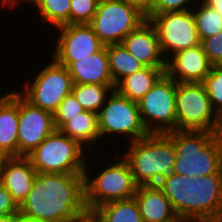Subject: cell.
I'll list each match as a JSON object with an SVG mask.
<instances>
[{
    "mask_svg": "<svg viewBox=\"0 0 222 222\" xmlns=\"http://www.w3.org/2000/svg\"><path fill=\"white\" fill-rule=\"evenodd\" d=\"M19 211L37 222H78L88 213L84 174L37 172Z\"/></svg>",
    "mask_w": 222,
    "mask_h": 222,
    "instance_id": "cell-1",
    "label": "cell"
},
{
    "mask_svg": "<svg viewBox=\"0 0 222 222\" xmlns=\"http://www.w3.org/2000/svg\"><path fill=\"white\" fill-rule=\"evenodd\" d=\"M157 186L179 219L222 222V173L199 178L174 174Z\"/></svg>",
    "mask_w": 222,
    "mask_h": 222,
    "instance_id": "cell-2",
    "label": "cell"
},
{
    "mask_svg": "<svg viewBox=\"0 0 222 222\" xmlns=\"http://www.w3.org/2000/svg\"><path fill=\"white\" fill-rule=\"evenodd\" d=\"M123 150V154L119 150L120 155L129 163L137 186L157 185L175 174L177 152L166 133H149L142 139L128 142Z\"/></svg>",
    "mask_w": 222,
    "mask_h": 222,
    "instance_id": "cell-3",
    "label": "cell"
},
{
    "mask_svg": "<svg viewBox=\"0 0 222 222\" xmlns=\"http://www.w3.org/2000/svg\"><path fill=\"white\" fill-rule=\"evenodd\" d=\"M176 148L175 174L203 177L222 173V136L219 133L175 130L166 133Z\"/></svg>",
    "mask_w": 222,
    "mask_h": 222,
    "instance_id": "cell-4",
    "label": "cell"
},
{
    "mask_svg": "<svg viewBox=\"0 0 222 222\" xmlns=\"http://www.w3.org/2000/svg\"><path fill=\"white\" fill-rule=\"evenodd\" d=\"M119 155L120 153L116 157L114 155L115 159L112 160V163L106 164L105 168L101 165V170L93 167L98 174L91 172L93 170L88 166L91 164H88V160L86 161L84 189L88 212L92 213L97 207L108 202L134 198L137 185L134 182L129 163L122 155L120 157Z\"/></svg>",
    "mask_w": 222,
    "mask_h": 222,
    "instance_id": "cell-5",
    "label": "cell"
},
{
    "mask_svg": "<svg viewBox=\"0 0 222 222\" xmlns=\"http://www.w3.org/2000/svg\"><path fill=\"white\" fill-rule=\"evenodd\" d=\"M90 156L77 141L55 129L27 158L36 172L84 174Z\"/></svg>",
    "mask_w": 222,
    "mask_h": 222,
    "instance_id": "cell-6",
    "label": "cell"
},
{
    "mask_svg": "<svg viewBox=\"0 0 222 222\" xmlns=\"http://www.w3.org/2000/svg\"><path fill=\"white\" fill-rule=\"evenodd\" d=\"M177 130L219 133L221 118L213 110L203 83L177 82Z\"/></svg>",
    "mask_w": 222,
    "mask_h": 222,
    "instance_id": "cell-7",
    "label": "cell"
},
{
    "mask_svg": "<svg viewBox=\"0 0 222 222\" xmlns=\"http://www.w3.org/2000/svg\"><path fill=\"white\" fill-rule=\"evenodd\" d=\"M50 59L40 71L38 68L37 74L33 73L32 82L26 78L19 93L32 105L54 114L63 99L72 92L74 83L68 68L52 57Z\"/></svg>",
    "mask_w": 222,
    "mask_h": 222,
    "instance_id": "cell-8",
    "label": "cell"
},
{
    "mask_svg": "<svg viewBox=\"0 0 222 222\" xmlns=\"http://www.w3.org/2000/svg\"><path fill=\"white\" fill-rule=\"evenodd\" d=\"M98 129L101 141L110 137H117L115 140L119 141V137L133 142L149 134L142 123L138 102L131 101L116 90L107 97L98 113Z\"/></svg>",
    "mask_w": 222,
    "mask_h": 222,
    "instance_id": "cell-9",
    "label": "cell"
},
{
    "mask_svg": "<svg viewBox=\"0 0 222 222\" xmlns=\"http://www.w3.org/2000/svg\"><path fill=\"white\" fill-rule=\"evenodd\" d=\"M176 84L165 73L138 101L141 120L148 133L177 130Z\"/></svg>",
    "mask_w": 222,
    "mask_h": 222,
    "instance_id": "cell-10",
    "label": "cell"
},
{
    "mask_svg": "<svg viewBox=\"0 0 222 222\" xmlns=\"http://www.w3.org/2000/svg\"><path fill=\"white\" fill-rule=\"evenodd\" d=\"M145 20L143 13L122 0H99L97 11L89 25L106 46L121 44L126 35Z\"/></svg>",
    "mask_w": 222,
    "mask_h": 222,
    "instance_id": "cell-11",
    "label": "cell"
},
{
    "mask_svg": "<svg viewBox=\"0 0 222 222\" xmlns=\"http://www.w3.org/2000/svg\"><path fill=\"white\" fill-rule=\"evenodd\" d=\"M149 21L156 29L166 61L175 53L200 44L192 9L155 14Z\"/></svg>",
    "mask_w": 222,
    "mask_h": 222,
    "instance_id": "cell-12",
    "label": "cell"
},
{
    "mask_svg": "<svg viewBox=\"0 0 222 222\" xmlns=\"http://www.w3.org/2000/svg\"><path fill=\"white\" fill-rule=\"evenodd\" d=\"M55 31L59 33L50 57L67 68L73 62L95 54L105 46L89 24H66L57 27L53 33Z\"/></svg>",
    "mask_w": 222,
    "mask_h": 222,
    "instance_id": "cell-13",
    "label": "cell"
},
{
    "mask_svg": "<svg viewBox=\"0 0 222 222\" xmlns=\"http://www.w3.org/2000/svg\"><path fill=\"white\" fill-rule=\"evenodd\" d=\"M55 130L53 114L19 93L18 157H27Z\"/></svg>",
    "mask_w": 222,
    "mask_h": 222,
    "instance_id": "cell-14",
    "label": "cell"
},
{
    "mask_svg": "<svg viewBox=\"0 0 222 222\" xmlns=\"http://www.w3.org/2000/svg\"><path fill=\"white\" fill-rule=\"evenodd\" d=\"M211 67L202 45L199 44L172 55L166 61L165 73L176 82L202 83Z\"/></svg>",
    "mask_w": 222,
    "mask_h": 222,
    "instance_id": "cell-15",
    "label": "cell"
},
{
    "mask_svg": "<svg viewBox=\"0 0 222 222\" xmlns=\"http://www.w3.org/2000/svg\"><path fill=\"white\" fill-rule=\"evenodd\" d=\"M121 44L145 67H166L158 34L149 19L128 33Z\"/></svg>",
    "mask_w": 222,
    "mask_h": 222,
    "instance_id": "cell-16",
    "label": "cell"
},
{
    "mask_svg": "<svg viewBox=\"0 0 222 222\" xmlns=\"http://www.w3.org/2000/svg\"><path fill=\"white\" fill-rule=\"evenodd\" d=\"M37 172L27 157H7L0 170V183L20 207L25 201Z\"/></svg>",
    "mask_w": 222,
    "mask_h": 222,
    "instance_id": "cell-17",
    "label": "cell"
},
{
    "mask_svg": "<svg viewBox=\"0 0 222 222\" xmlns=\"http://www.w3.org/2000/svg\"><path fill=\"white\" fill-rule=\"evenodd\" d=\"M19 89L0 98V151L7 157H18Z\"/></svg>",
    "mask_w": 222,
    "mask_h": 222,
    "instance_id": "cell-18",
    "label": "cell"
},
{
    "mask_svg": "<svg viewBox=\"0 0 222 222\" xmlns=\"http://www.w3.org/2000/svg\"><path fill=\"white\" fill-rule=\"evenodd\" d=\"M134 198L143 222H176L179 219L169 199L157 185L137 186Z\"/></svg>",
    "mask_w": 222,
    "mask_h": 222,
    "instance_id": "cell-19",
    "label": "cell"
},
{
    "mask_svg": "<svg viewBox=\"0 0 222 222\" xmlns=\"http://www.w3.org/2000/svg\"><path fill=\"white\" fill-rule=\"evenodd\" d=\"M68 71L74 84L114 85L106 46L95 54L73 62Z\"/></svg>",
    "mask_w": 222,
    "mask_h": 222,
    "instance_id": "cell-20",
    "label": "cell"
},
{
    "mask_svg": "<svg viewBox=\"0 0 222 222\" xmlns=\"http://www.w3.org/2000/svg\"><path fill=\"white\" fill-rule=\"evenodd\" d=\"M59 130L66 136L77 141L88 153L94 152L93 149L96 148L97 143L101 145L98 114L94 112L84 110L67 121Z\"/></svg>",
    "mask_w": 222,
    "mask_h": 222,
    "instance_id": "cell-21",
    "label": "cell"
},
{
    "mask_svg": "<svg viewBox=\"0 0 222 222\" xmlns=\"http://www.w3.org/2000/svg\"><path fill=\"white\" fill-rule=\"evenodd\" d=\"M166 67H145L121 79L115 90L131 101L138 102L165 74Z\"/></svg>",
    "mask_w": 222,
    "mask_h": 222,
    "instance_id": "cell-22",
    "label": "cell"
},
{
    "mask_svg": "<svg viewBox=\"0 0 222 222\" xmlns=\"http://www.w3.org/2000/svg\"><path fill=\"white\" fill-rule=\"evenodd\" d=\"M92 213L100 222H143L135 198L105 203Z\"/></svg>",
    "mask_w": 222,
    "mask_h": 222,
    "instance_id": "cell-23",
    "label": "cell"
},
{
    "mask_svg": "<svg viewBox=\"0 0 222 222\" xmlns=\"http://www.w3.org/2000/svg\"><path fill=\"white\" fill-rule=\"evenodd\" d=\"M109 68L114 85L125 76L141 71L145 66L139 62L122 44L106 45Z\"/></svg>",
    "mask_w": 222,
    "mask_h": 222,
    "instance_id": "cell-24",
    "label": "cell"
},
{
    "mask_svg": "<svg viewBox=\"0 0 222 222\" xmlns=\"http://www.w3.org/2000/svg\"><path fill=\"white\" fill-rule=\"evenodd\" d=\"M113 90L115 85L74 84L72 93L85 111L98 114Z\"/></svg>",
    "mask_w": 222,
    "mask_h": 222,
    "instance_id": "cell-25",
    "label": "cell"
},
{
    "mask_svg": "<svg viewBox=\"0 0 222 222\" xmlns=\"http://www.w3.org/2000/svg\"><path fill=\"white\" fill-rule=\"evenodd\" d=\"M44 23L52 25L54 28L69 24V12L71 0H30ZM38 11V12H37Z\"/></svg>",
    "mask_w": 222,
    "mask_h": 222,
    "instance_id": "cell-26",
    "label": "cell"
},
{
    "mask_svg": "<svg viewBox=\"0 0 222 222\" xmlns=\"http://www.w3.org/2000/svg\"><path fill=\"white\" fill-rule=\"evenodd\" d=\"M195 26L200 42L222 31V17L214 8L208 7L201 0L192 8Z\"/></svg>",
    "mask_w": 222,
    "mask_h": 222,
    "instance_id": "cell-27",
    "label": "cell"
},
{
    "mask_svg": "<svg viewBox=\"0 0 222 222\" xmlns=\"http://www.w3.org/2000/svg\"><path fill=\"white\" fill-rule=\"evenodd\" d=\"M202 83L213 110L222 118V66H212Z\"/></svg>",
    "mask_w": 222,
    "mask_h": 222,
    "instance_id": "cell-28",
    "label": "cell"
},
{
    "mask_svg": "<svg viewBox=\"0 0 222 222\" xmlns=\"http://www.w3.org/2000/svg\"><path fill=\"white\" fill-rule=\"evenodd\" d=\"M99 0H71L69 24H89L94 17Z\"/></svg>",
    "mask_w": 222,
    "mask_h": 222,
    "instance_id": "cell-29",
    "label": "cell"
},
{
    "mask_svg": "<svg viewBox=\"0 0 222 222\" xmlns=\"http://www.w3.org/2000/svg\"><path fill=\"white\" fill-rule=\"evenodd\" d=\"M83 111V107L76 100L73 93H69L59 104L57 111L53 114L55 129L59 130L67 121Z\"/></svg>",
    "mask_w": 222,
    "mask_h": 222,
    "instance_id": "cell-30",
    "label": "cell"
},
{
    "mask_svg": "<svg viewBox=\"0 0 222 222\" xmlns=\"http://www.w3.org/2000/svg\"><path fill=\"white\" fill-rule=\"evenodd\" d=\"M200 44L212 66H222V31L204 38Z\"/></svg>",
    "mask_w": 222,
    "mask_h": 222,
    "instance_id": "cell-31",
    "label": "cell"
},
{
    "mask_svg": "<svg viewBox=\"0 0 222 222\" xmlns=\"http://www.w3.org/2000/svg\"><path fill=\"white\" fill-rule=\"evenodd\" d=\"M197 1L199 0H155L152 12L146 19L155 14L191 10L198 3Z\"/></svg>",
    "mask_w": 222,
    "mask_h": 222,
    "instance_id": "cell-32",
    "label": "cell"
},
{
    "mask_svg": "<svg viewBox=\"0 0 222 222\" xmlns=\"http://www.w3.org/2000/svg\"><path fill=\"white\" fill-rule=\"evenodd\" d=\"M19 211V206L13 200L12 195L0 183V216L11 215Z\"/></svg>",
    "mask_w": 222,
    "mask_h": 222,
    "instance_id": "cell-33",
    "label": "cell"
},
{
    "mask_svg": "<svg viewBox=\"0 0 222 222\" xmlns=\"http://www.w3.org/2000/svg\"><path fill=\"white\" fill-rule=\"evenodd\" d=\"M125 3L136 7L146 17L152 12L155 0H122Z\"/></svg>",
    "mask_w": 222,
    "mask_h": 222,
    "instance_id": "cell-34",
    "label": "cell"
},
{
    "mask_svg": "<svg viewBox=\"0 0 222 222\" xmlns=\"http://www.w3.org/2000/svg\"><path fill=\"white\" fill-rule=\"evenodd\" d=\"M23 1V2H22ZM30 0H4L2 3H0L2 7H8V8H11V9H14L15 11V8L18 9L19 6V9L22 8V4H26V2L29 3ZM22 3V4H21Z\"/></svg>",
    "mask_w": 222,
    "mask_h": 222,
    "instance_id": "cell-35",
    "label": "cell"
},
{
    "mask_svg": "<svg viewBox=\"0 0 222 222\" xmlns=\"http://www.w3.org/2000/svg\"><path fill=\"white\" fill-rule=\"evenodd\" d=\"M208 7L214 8L222 17V0H201Z\"/></svg>",
    "mask_w": 222,
    "mask_h": 222,
    "instance_id": "cell-36",
    "label": "cell"
},
{
    "mask_svg": "<svg viewBox=\"0 0 222 222\" xmlns=\"http://www.w3.org/2000/svg\"><path fill=\"white\" fill-rule=\"evenodd\" d=\"M23 216L21 215L20 211L13 213L11 215H2L0 216V222H19V220Z\"/></svg>",
    "mask_w": 222,
    "mask_h": 222,
    "instance_id": "cell-37",
    "label": "cell"
},
{
    "mask_svg": "<svg viewBox=\"0 0 222 222\" xmlns=\"http://www.w3.org/2000/svg\"><path fill=\"white\" fill-rule=\"evenodd\" d=\"M78 222H100V221L93 213L88 212L86 215L81 217Z\"/></svg>",
    "mask_w": 222,
    "mask_h": 222,
    "instance_id": "cell-38",
    "label": "cell"
},
{
    "mask_svg": "<svg viewBox=\"0 0 222 222\" xmlns=\"http://www.w3.org/2000/svg\"><path fill=\"white\" fill-rule=\"evenodd\" d=\"M7 158L1 151H0V170L2 168L4 160Z\"/></svg>",
    "mask_w": 222,
    "mask_h": 222,
    "instance_id": "cell-39",
    "label": "cell"
},
{
    "mask_svg": "<svg viewBox=\"0 0 222 222\" xmlns=\"http://www.w3.org/2000/svg\"><path fill=\"white\" fill-rule=\"evenodd\" d=\"M19 222H37V221H34L32 219H28V218H25V217H22Z\"/></svg>",
    "mask_w": 222,
    "mask_h": 222,
    "instance_id": "cell-40",
    "label": "cell"
},
{
    "mask_svg": "<svg viewBox=\"0 0 222 222\" xmlns=\"http://www.w3.org/2000/svg\"><path fill=\"white\" fill-rule=\"evenodd\" d=\"M176 222H196V221L187 220V219H178Z\"/></svg>",
    "mask_w": 222,
    "mask_h": 222,
    "instance_id": "cell-41",
    "label": "cell"
},
{
    "mask_svg": "<svg viewBox=\"0 0 222 222\" xmlns=\"http://www.w3.org/2000/svg\"><path fill=\"white\" fill-rule=\"evenodd\" d=\"M0 90H1V88H0ZM2 92H3V91H0V98L6 96V95L9 93V92L6 91L5 93L3 92V94H2Z\"/></svg>",
    "mask_w": 222,
    "mask_h": 222,
    "instance_id": "cell-42",
    "label": "cell"
},
{
    "mask_svg": "<svg viewBox=\"0 0 222 222\" xmlns=\"http://www.w3.org/2000/svg\"><path fill=\"white\" fill-rule=\"evenodd\" d=\"M219 134L222 136V118H221V129H220Z\"/></svg>",
    "mask_w": 222,
    "mask_h": 222,
    "instance_id": "cell-43",
    "label": "cell"
}]
</instances>
